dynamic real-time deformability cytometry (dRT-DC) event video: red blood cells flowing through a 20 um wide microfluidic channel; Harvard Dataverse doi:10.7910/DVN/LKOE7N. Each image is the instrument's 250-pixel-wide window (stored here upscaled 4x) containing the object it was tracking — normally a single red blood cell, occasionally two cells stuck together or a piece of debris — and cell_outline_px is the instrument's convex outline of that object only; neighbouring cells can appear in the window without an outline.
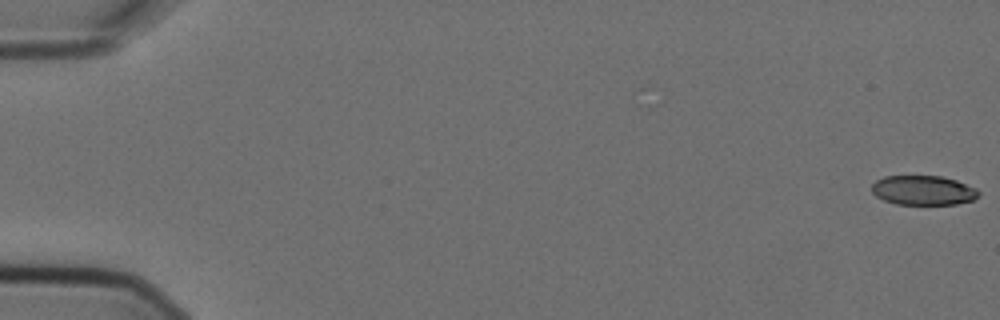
{"species": "Egyptian fruit bat (a non-hibernating species)", "species_latin": "Rousettus aegyptiacus", "temperature_condition": "cold", "stored_images_in_passage": 3, "camera_frame_rate_fps": 3000, "um_per_image_px": 0.085, "animal": {"sex": "female"}, "frame": {"image": 1, "passage_image": 1, "time_ms": 0.0, "image_size_px": [1000, 320], "cell_outline_px": [[980, 192], [972, 200], [956, 204], [896, 204], [884, 200], [876, 196], [872, 192], [872, 184], [876, 180], [884, 176], [940, 176], [956, 180], [976, 188]], "centroid_in_image_um": [78.45, 16.17], "position_along_channel_um": 6.5, "area_um2": 18.26}}